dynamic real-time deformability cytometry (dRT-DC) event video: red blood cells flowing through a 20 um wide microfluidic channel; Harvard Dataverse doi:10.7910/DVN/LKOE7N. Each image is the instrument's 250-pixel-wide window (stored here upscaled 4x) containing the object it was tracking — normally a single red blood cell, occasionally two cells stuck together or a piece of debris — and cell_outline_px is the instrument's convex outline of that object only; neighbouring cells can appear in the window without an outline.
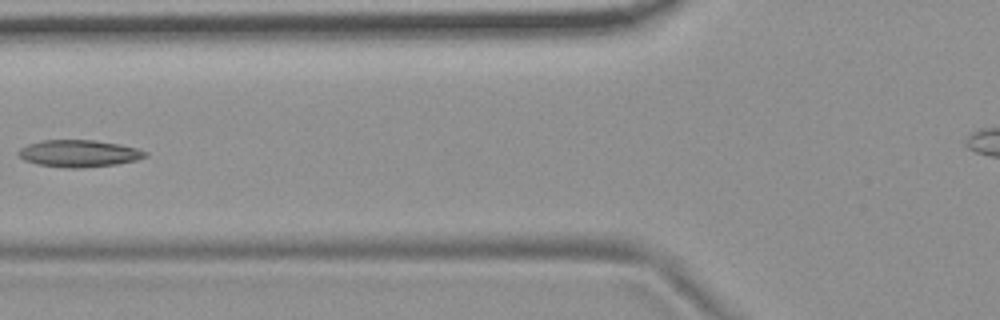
{"species": "common noctule bat (a hibernating species)", "species_latin": "Nyctalus noctula", "temperature_condition": "room temperature", "stored_images_in_passage": 7, "camera_frame_rate_fps": 3000, "um_per_image_px": 0.085, "animal": {"sex": "female", "body_mass_g": 19.9}, "frame": {"image": 1, "passage_image": 6, "time_ms": 1.667, "image_size_px": [1000, 320], "cell_outline_px": [[148, 156], [136, 160], [116, 164], [80, 168], [64, 168], [36, 164], [24, 160], [16, 156], [16, 152], [20, 148], [28, 144], [44, 140], [96, 140], [120, 144], [136, 148], [148, 152]], "centroid_in_image_um": [6.68, 13.04], "position_along_channel_um": 119.1, "area_um2": 20.17}}
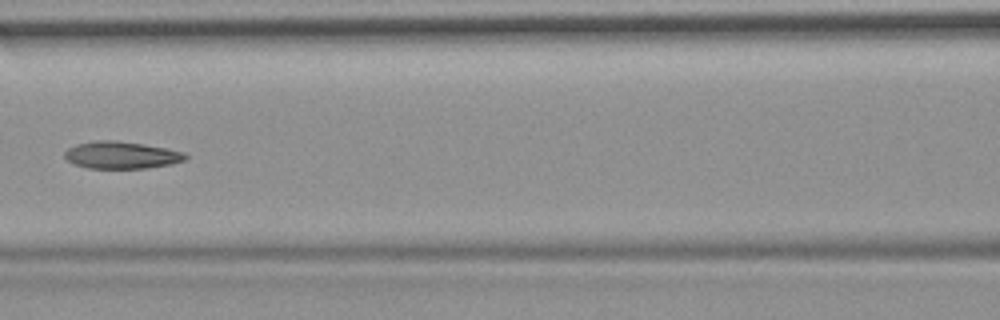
{"frame": {"image": 2, "passage_image": 7, "time_ms": 2.0, "image_size_px": [1000, 320], "cell_outline_px": [[188, 156], [184, 160], [172, 164], [148, 168], [88, 168], [76, 164], [68, 160], [64, 156], [64, 152], [68, 148], [76, 144], [96, 140], [116, 140], [144, 144], [168, 148], [184, 152]], "centroid_in_image_um": [10.34, 13.17], "position_along_channel_um": 156.3, "area_um2": 19.19}}